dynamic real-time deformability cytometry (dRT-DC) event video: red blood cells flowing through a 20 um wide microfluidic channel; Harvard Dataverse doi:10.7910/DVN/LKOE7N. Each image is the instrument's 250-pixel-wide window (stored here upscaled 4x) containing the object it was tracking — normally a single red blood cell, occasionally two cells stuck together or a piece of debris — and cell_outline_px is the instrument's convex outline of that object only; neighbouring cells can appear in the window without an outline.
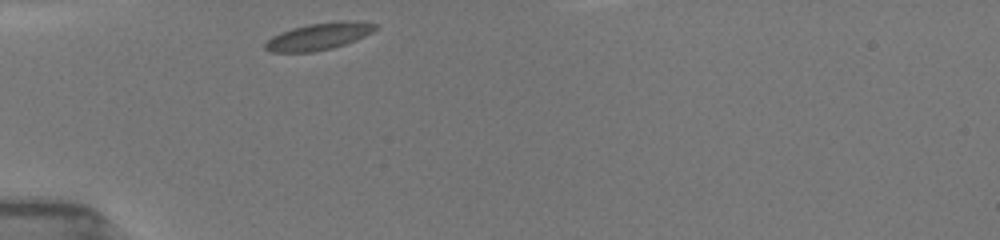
{"species": "common noctule bat (a hibernating species)", "species_latin": "Nyctalus noctula", "temperature_condition": "room temperature", "stored_images_in_passage": 1, "camera_frame_rate_fps": 3000, "um_per_image_px": 0.085, "animal": {"sex": "female", "body_mass_g": 19.5, "forearm_length_mm": 54.1}, "frame": {"image": 1, "passage_image": 1, "time_ms": 0.0, "image_size_px": [1000, 240], "cell_outline_px": [[376, 28], [372, 32], [356, 40], [332, 48], [312, 52], [272, 52], [264, 48], [264, 44], [272, 36], [280, 32], [292, 28], [308, 24], [340, 20], [356, 20], [376, 24]], "centroid_in_image_um": [27.09, 3.08], "position_along_channel_um": 57.9, "area_um2": 17.34}}